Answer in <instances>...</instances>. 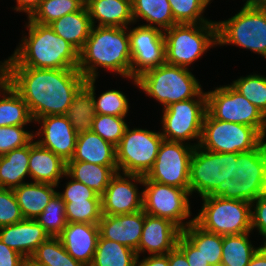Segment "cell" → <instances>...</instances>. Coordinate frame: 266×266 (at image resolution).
Segmentation results:
<instances>
[{"label":"cell","instance_id":"obj_7","mask_svg":"<svg viewBox=\"0 0 266 266\" xmlns=\"http://www.w3.org/2000/svg\"><path fill=\"white\" fill-rule=\"evenodd\" d=\"M216 24L217 45H236L266 59V10L245 3L237 14Z\"/></svg>","mask_w":266,"mask_h":266},{"label":"cell","instance_id":"obj_16","mask_svg":"<svg viewBox=\"0 0 266 266\" xmlns=\"http://www.w3.org/2000/svg\"><path fill=\"white\" fill-rule=\"evenodd\" d=\"M128 31L131 52V78L166 63L165 38L156 27L138 25Z\"/></svg>","mask_w":266,"mask_h":266},{"label":"cell","instance_id":"obj_52","mask_svg":"<svg viewBox=\"0 0 266 266\" xmlns=\"http://www.w3.org/2000/svg\"><path fill=\"white\" fill-rule=\"evenodd\" d=\"M43 0H16L17 6L14 8L16 12H25L30 17L39 7Z\"/></svg>","mask_w":266,"mask_h":266},{"label":"cell","instance_id":"obj_30","mask_svg":"<svg viewBox=\"0 0 266 266\" xmlns=\"http://www.w3.org/2000/svg\"><path fill=\"white\" fill-rule=\"evenodd\" d=\"M29 144L0 155V187L14 189L29 176Z\"/></svg>","mask_w":266,"mask_h":266},{"label":"cell","instance_id":"obj_24","mask_svg":"<svg viewBox=\"0 0 266 266\" xmlns=\"http://www.w3.org/2000/svg\"><path fill=\"white\" fill-rule=\"evenodd\" d=\"M69 161L117 166L116 146L91 130L78 135L74 156Z\"/></svg>","mask_w":266,"mask_h":266},{"label":"cell","instance_id":"obj_58","mask_svg":"<svg viewBox=\"0 0 266 266\" xmlns=\"http://www.w3.org/2000/svg\"><path fill=\"white\" fill-rule=\"evenodd\" d=\"M262 243H263L262 245L266 248V241L265 242H262Z\"/></svg>","mask_w":266,"mask_h":266},{"label":"cell","instance_id":"obj_47","mask_svg":"<svg viewBox=\"0 0 266 266\" xmlns=\"http://www.w3.org/2000/svg\"><path fill=\"white\" fill-rule=\"evenodd\" d=\"M251 228V231L257 228L263 242L266 241V193L251 202Z\"/></svg>","mask_w":266,"mask_h":266},{"label":"cell","instance_id":"obj_11","mask_svg":"<svg viewBox=\"0 0 266 266\" xmlns=\"http://www.w3.org/2000/svg\"><path fill=\"white\" fill-rule=\"evenodd\" d=\"M206 111L217 120L254 127L266 137V116L232 85L206 92Z\"/></svg>","mask_w":266,"mask_h":266},{"label":"cell","instance_id":"obj_55","mask_svg":"<svg viewBox=\"0 0 266 266\" xmlns=\"http://www.w3.org/2000/svg\"><path fill=\"white\" fill-rule=\"evenodd\" d=\"M247 4L259 9L266 10V0H250Z\"/></svg>","mask_w":266,"mask_h":266},{"label":"cell","instance_id":"obj_33","mask_svg":"<svg viewBox=\"0 0 266 266\" xmlns=\"http://www.w3.org/2000/svg\"><path fill=\"white\" fill-rule=\"evenodd\" d=\"M181 233L194 245L209 265H220L223 236L204 230L195 221Z\"/></svg>","mask_w":266,"mask_h":266},{"label":"cell","instance_id":"obj_38","mask_svg":"<svg viewBox=\"0 0 266 266\" xmlns=\"http://www.w3.org/2000/svg\"><path fill=\"white\" fill-rule=\"evenodd\" d=\"M174 21L177 24L216 23L203 17L211 0H168Z\"/></svg>","mask_w":266,"mask_h":266},{"label":"cell","instance_id":"obj_29","mask_svg":"<svg viewBox=\"0 0 266 266\" xmlns=\"http://www.w3.org/2000/svg\"><path fill=\"white\" fill-rule=\"evenodd\" d=\"M94 94L92 93V79H87L76 92L66 117L75 132L79 135L92 130L95 118Z\"/></svg>","mask_w":266,"mask_h":266},{"label":"cell","instance_id":"obj_17","mask_svg":"<svg viewBox=\"0 0 266 266\" xmlns=\"http://www.w3.org/2000/svg\"><path fill=\"white\" fill-rule=\"evenodd\" d=\"M135 183L143 185V176L117 172L101 195L102 214L123 215L143 210V193L138 192Z\"/></svg>","mask_w":266,"mask_h":266},{"label":"cell","instance_id":"obj_13","mask_svg":"<svg viewBox=\"0 0 266 266\" xmlns=\"http://www.w3.org/2000/svg\"><path fill=\"white\" fill-rule=\"evenodd\" d=\"M142 190L143 211L151 216L166 218L176 224L181 230L190 225L194 218L191 216L189 196L186 189H181L171 185L160 184L148 180L143 176Z\"/></svg>","mask_w":266,"mask_h":266},{"label":"cell","instance_id":"obj_10","mask_svg":"<svg viewBox=\"0 0 266 266\" xmlns=\"http://www.w3.org/2000/svg\"><path fill=\"white\" fill-rule=\"evenodd\" d=\"M163 137L160 132L129 126L116 146L118 172L146 176L156 160Z\"/></svg>","mask_w":266,"mask_h":266},{"label":"cell","instance_id":"obj_19","mask_svg":"<svg viewBox=\"0 0 266 266\" xmlns=\"http://www.w3.org/2000/svg\"><path fill=\"white\" fill-rule=\"evenodd\" d=\"M144 220L143 210L123 215L102 214L98 222L99 235L136 251L139 247Z\"/></svg>","mask_w":266,"mask_h":266},{"label":"cell","instance_id":"obj_56","mask_svg":"<svg viewBox=\"0 0 266 266\" xmlns=\"http://www.w3.org/2000/svg\"><path fill=\"white\" fill-rule=\"evenodd\" d=\"M22 266H41L36 264L34 261H32L30 258L24 259Z\"/></svg>","mask_w":266,"mask_h":266},{"label":"cell","instance_id":"obj_44","mask_svg":"<svg viewBox=\"0 0 266 266\" xmlns=\"http://www.w3.org/2000/svg\"><path fill=\"white\" fill-rule=\"evenodd\" d=\"M25 125L0 127V155L28 145L34 134L24 130Z\"/></svg>","mask_w":266,"mask_h":266},{"label":"cell","instance_id":"obj_15","mask_svg":"<svg viewBox=\"0 0 266 266\" xmlns=\"http://www.w3.org/2000/svg\"><path fill=\"white\" fill-rule=\"evenodd\" d=\"M229 178V153L207 151L199 145L190 161L189 193L197 192L201 198L211 195Z\"/></svg>","mask_w":266,"mask_h":266},{"label":"cell","instance_id":"obj_50","mask_svg":"<svg viewBox=\"0 0 266 266\" xmlns=\"http://www.w3.org/2000/svg\"><path fill=\"white\" fill-rule=\"evenodd\" d=\"M135 266H169L167 254L149 255L139 261L137 258Z\"/></svg>","mask_w":266,"mask_h":266},{"label":"cell","instance_id":"obj_22","mask_svg":"<svg viewBox=\"0 0 266 266\" xmlns=\"http://www.w3.org/2000/svg\"><path fill=\"white\" fill-rule=\"evenodd\" d=\"M49 237L35 219H23L18 223L0 227V241L25 259L30 258Z\"/></svg>","mask_w":266,"mask_h":266},{"label":"cell","instance_id":"obj_26","mask_svg":"<svg viewBox=\"0 0 266 266\" xmlns=\"http://www.w3.org/2000/svg\"><path fill=\"white\" fill-rule=\"evenodd\" d=\"M56 185L49 183H23L13 189L24 219H35L57 193Z\"/></svg>","mask_w":266,"mask_h":266},{"label":"cell","instance_id":"obj_6","mask_svg":"<svg viewBox=\"0 0 266 266\" xmlns=\"http://www.w3.org/2000/svg\"><path fill=\"white\" fill-rule=\"evenodd\" d=\"M166 64L187 68L217 46V24H176L163 31Z\"/></svg>","mask_w":266,"mask_h":266},{"label":"cell","instance_id":"obj_32","mask_svg":"<svg viewBox=\"0 0 266 266\" xmlns=\"http://www.w3.org/2000/svg\"><path fill=\"white\" fill-rule=\"evenodd\" d=\"M132 15L134 23L142 18L148 23L143 26L156 27L162 31L177 24L168 0H133Z\"/></svg>","mask_w":266,"mask_h":266},{"label":"cell","instance_id":"obj_3","mask_svg":"<svg viewBox=\"0 0 266 266\" xmlns=\"http://www.w3.org/2000/svg\"><path fill=\"white\" fill-rule=\"evenodd\" d=\"M127 27L92 26L79 52L78 70L87 79L98 77V68L131 78L130 37Z\"/></svg>","mask_w":266,"mask_h":266},{"label":"cell","instance_id":"obj_48","mask_svg":"<svg viewBox=\"0 0 266 266\" xmlns=\"http://www.w3.org/2000/svg\"><path fill=\"white\" fill-rule=\"evenodd\" d=\"M176 246L184 253L190 266H208L200 252L194 245L181 233L178 237Z\"/></svg>","mask_w":266,"mask_h":266},{"label":"cell","instance_id":"obj_27","mask_svg":"<svg viewBox=\"0 0 266 266\" xmlns=\"http://www.w3.org/2000/svg\"><path fill=\"white\" fill-rule=\"evenodd\" d=\"M117 172V166H102L83 161H68L66 162L65 176L87 185L101 196Z\"/></svg>","mask_w":266,"mask_h":266},{"label":"cell","instance_id":"obj_25","mask_svg":"<svg viewBox=\"0 0 266 266\" xmlns=\"http://www.w3.org/2000/svg\"><path fill=\"white\" fill-rule=\"evenodd\" d=\"M92 26L127 27L134 24L129 0H91L88 7ZM96 20V21H95Z\"/></svg>","mask_w":266,"mask_h":266},{"label":"cell","instance_id":"obj_12","mask_svg":"<svg viewBox=\"0 0 266 266\" xmlns=\"http://www.w3.org/2000/svg\"><path fill=\"white\" fill-rule=\"evenodd\" d=\"M206 113V92L197 99L175 102L163 109L161 135L164 140L183 142L194 139L200 143Z\"/></svg>","mask_w":266,"mask_h":266},{"label":"cell","instance_id":"obj_21","mask_svg":"<svg viewBox=\"0 0 266 266\" xmlns=\"http://www.w3.org/2000/svg\"><path fill=\"white\" fill-rule=\"evenodd\" d=\"M67 253L84 266H90L99 238L98 224L67 223L58 236Z\"/></svg>","mask_w":266,"mask_h":266},{"label":"cell","instance_id":"obj_18","mask_svg":"<svg viewBox=\"0 0 266 266\" xmlns=\"http://www.w3.org/2000/svg\"><path fill=\"white\" fill-rule=\"evenodd\" d=\"M41 128L36 131L34 138L42 136L36 142L65 162L71 160L75 153L78 134L75 132L66 115H50L36 119Z\"/></svg>","mask_w":266,"mask_h":266},{"label":"cell","instance_id":"obj_40","mask_svg":"<svg viewBox=\"0 0 266 266\" xmlns=\"http://www.w3.org/2000/svg\"><path fill=\"white\" fill-rule=\"evenodd\" d=\"M82 6L75 0H43L39 7L29 17L33 22L49 25L54 20L72 12H77Z\"/></svg>","mask_w":266,"mask_h":266},{"label":"cell","instance_id":"obj_51","mask_svg":"<svg viewBox=\"0 0 266 266\" xmlns=\"http://www.w3.org/2000/svg\"><path fill=\"white\" fill-rule=\"evenodd\" d=\"M169 266H190L184 253L175 246L167 253Z\"/></svg>","mask_w":266,"mask_h":266},{"label":"cell","instance_id":"obj_9","mask_svg":"<svg viewBox=\"0 0 266 266\" xmlns=\"http://www.w3.org/2000/svg\"><path fill=\"white\" fill-rule=\"evenodd\" d=\"M264 140L254 127L217 120L206 111L199 146L217 153H242L257 148Z\"/></svg>","mask_w":266,"mask_h":266},{"label":"cell","instance_id":"obj_42","mask_svg":"<svg viewBox=\"0 0 266 266\" xmlns=\"http://www.w3.org/2000/svg\"><path fill=\"white\" fill-rule=\"evenodd\" d=\"M95 81L96 78H92V93L94 94L93 101L96 114L126 117L129 111V103L124 93L114 89L107 90L96 99Z\"/></svg>","mask_w":266,"mask_h":266},{"label":"cell","instance_id":"obj_20","mask_svg":"<svg viewBox=\"0 0 266 266\" xmlns=\"http://www.w3.org/2000/svg\"><path fill=\"white\" fill-rule=\"evenodd\" d=\"M180 234L181 229L171 220L145 213L137 256L146 251L148 255L167 254L176 246Z\"/></svg>","mask_w":266,"mask_h":266},{"label":"cell","instance_id":"obj_31","mask_svg":"<svg viewBox=\"0 0 266 266\" xmlns=\"http://www.w3.org/2000/svg\"><path fill=\"white\" fill-rule=\"evenodd\" d=\"M0 127L27 125L33 121L27 103L6 81L0 88Z\"/></svg>","mask_w":266,"mask_h":266},{"label":"cell","instance_id":"obj_4","mask_svg":"<svg viewBox=\"0 0 266 266\" xmlns=\"http://www.w3.org/2000/svg\"><path fill=\"white\" fill-rule=\"evenodd\" d=\"M266 193V141L242 153H229V178L210 195L252 202Z\"/></svg>","mask_w":266,"mask_h":266},{"label":"cell","instance_id":"obj_53","mask_svg":"<svg viewBox=\"0 0 266 266\" xmlns=\"http://www.w3.org/2000/svg\"><path fill=\"white\" fill-rule=\"evenodd\" d=\"M248 266H266V248L263 245L252 256Z\"/></svg>","mask_w":266,"mask_h":266},{"label":"cell","instance_id":"obj_1","mask_svg":"<svg viewBox=\"0 0 266 266\" xmlns=\"http://www.w3.org/2000/svg\"><path fill=\"white\" fill-rule=\"evenodd\" d=\"M7 81L27 103L33 121L66 115L86 78L77 68L7 67Z\"/></svg>","mask_w":266,"mask_h":266},{"label":"cell","instance_id":"obj_39","mask_svg":"<svg viewBox=\"0 0 266 266\" xmlns=\"http://www.w3.org/2000/svg\"><path fill=\"white\" fill-rule=\"evenodd\" d=\"M67 223L98 224L101 219V199L64 201Z\"/></svg>","mask_w":266,"mask_h":266},{"label":"cell","instance_id":"obj_2","mask_svg":"<svg viewBox=\"0 0 266 266\" xmlns=\"http://www.w3.org/2000/svg\"><path fill=\"white\" fill-rule=\"evenodd\" d=\"M27 23L28 36L8 57L7 67L78 68L79 51L73 45L58 36L50 25L33 22L29 17Z\"/></svg>","mask_w":266,"mask_h":266},{"label":"cell","instance_id":"obj_28","mask_svg":"<svg viewBox=\"0 0 266 266\" xmlns=\"http://www.w3.org/2000/svg\"><path fill=\"white\" fill-rule=\"evenodd\" d=\"M49 25L58 36L73 45L79 52L84 47L92 29L88 9L84 7L54 20Z\"/></svg>","mask_w":266,"mask_h":266},{"label":"cell","instance_id":"obj_49","mask_svg":"<svg viewBox=\"0 0 266 266\" xmlns=\"http://www.w3.org/2000/svg\"><path fill=\"white\" fill-rule=\"evenodd\" d=\"M24 257L0 241V266H22Z\"/></svg>","mask_w":266,"mask_h":266},{"label":"cell","instance_id":"obj_35","mask_svg":"<svg viewBox=\"0 0 266 266\" xmlns=\"http://www.w3.org/2000/svg\"><path fill=\"white\" fill-rule=\"evenodd\" d=\"M251 232L223 236L221 266H248L259 247L249 241Z\"/></svg>","mask_w":266,"mask_h":266},{"label":"cell","instance_id":"obj_8","mask_svg":"<svg viewBox=\"0 0 266 266\" xmlns=\"http://www.w3.org/2000/svg\"><path fill=\"white\" fill-rule=\"evenodd\" d=\"M203 206L194 221L221 236L251 232V203L243 200L202 197Z\"/></svg>","mask_w":266,"mask_h":266},{"label":"cell","instance_id":"obj_37","mask_svg":"<svg viewBox=\"0 0 266 266\" xmlns=\"http://www.w3.org/2000/svg\"><path fill=\"white\" fill-rule=\"evenodd\" d=\"M35 220L50 237H58L67 225L65 203L56 193Z\"/></svg>","mask_w":266,"mask_h":266},{"label":"cell","instance_id":"obj_57","mask_svg":"<svg viewBox=\"0 0 266 266\" xmlns=\"http://www.w3.org/2000/svg\"><path fill=\"white\" fill-rule=\"evenodd\" d=\"M82 7L87 8L91 0H75Z\"/></svg>","mask_w":266,"mask_h":266},{"label":"cell","instance_id":"obj_46","mask_svg":"<svg viewBox=\"0 0 266 266\" xmlns=\"http://www.w3.org/2000/svg\"><path fill=\"white\" fill-rule=\"evenodd\" d=\"M57 194L62 198L63 201H79L85 199H101L95 191L89 188L87 185L75 181L74 179L66 183L64 192Z\"/></svg>","mask_w":266,"mask_h":266},{"label":"cell","instance_id":"obj_23","mask_svg":"<svg viewBox=\"0 0 266 266\" xmlns=\"http://www.w3.org/2000/svg\"><path fill=\"white\" fill-rule=\"evenodd\" d=\"M29 173L33 182L58 186L66 174V162L36 141L29 143Z\"/></svg>","mask_w":266,"mask_h":266},{"label":"cell","instance_id":"obj_45","mask_svg":"<svg viewBox=\"0 0 266 266\" xmlns=\"http://www.w3.org/2000/svg\"><path fill=\"white\" fill-rule=\"evenodd\" d=\"M13 189L0 187V227L23 220Z\"/></svg>","mask_w":266,"mask_h":266},{"label":"cell","instance_id":"obj_14","mask_svg":"<svg viewBox=\"0 0 266 266\" xmlns=\"http://www.w3.org/2000/svg\"><path fill=\"white\" fill-rule=\"evenodd\" d=\"M196 146V143L190 145V142L184 144L163 139L154 165L145 177L189 192L190 161Z\"/></svg>","mask_w":266,"mask_h":266},{"label":"cell","instance_id":"obj_36","mask_svg":"<svg viewBox=\"0 0 266 266\" xmlns=\"http://www.w3.org/2000/svg\"><path fill=\"white\" fill-rule=\"evenodd\" d=\"M30 259L41 266H84L67 253L58 237H49Z\"/></svg>","mask_w":266,"mask_h":266},{"label":"cell","instance_id":"obj_5","mask_svg":"<svg viewBox=\"0 0 266 266\" xmlns=\"http://www.w3.org/2000/svg\"><path fill=\"white\" fill-rule=\"evenodd\" d=\"M133 83L166 108L172 103L197 98L203 91L189 68L163 64L142 73Z\"/></svg>","mask_w":266,"mask_h":266},{"label":"cell","instance_id":"obj_41","mask_svg":"<svg viewBox=\"0 0 266 266\" xmlns=\"http://www.w3.org/2000/svg\"><path fill=\"white\" fill-rule=\"evenodd\" d=\"M231 85L259 108L266 116V77L258 74L247 75L233 81Z\"/></svg>","mask_w":266,"mask_h":266},{"label":"cell","instance_id":"obj_34","mask_svg":"<svg viewBox=\"0 0 266 266\" xmlns=\"http://www.w3.org/2000/svg\"><path fill=\"white\" fill-rule=\"evenodd\" d=\"M137 258V253L133 249L99 235L90 266H135Z\"/></svg>","mask_w":266,"mask_h":266},{"label":"cell","instance_id":"obj_54","mask_svg":"<svg viewBox=\"0 0 266 266\" xmlns=\"http://www.w3.org/2000/svg\"><path fill=\"white\" fill-rule=\"evenodd\" d=\"M7 81V59L4 62L0 61V88Z\"/></svg>","mask_w":266,"mask_h":266},{"label":"cell","instance_id":"obj_43","mask_svg":"<svg viewBox=\"0 0 266 266\" xmlns=\"http://www.w3.org/2000/svg\"><path fill=\"white\" fill-rule=\"evenodd\" d=\"M125 117L96 114L93 119L92 131L104 140L117 146L122 139L128 124Z\"/></svg>","mask_w":266,"mask_h":266}]
</instances>
